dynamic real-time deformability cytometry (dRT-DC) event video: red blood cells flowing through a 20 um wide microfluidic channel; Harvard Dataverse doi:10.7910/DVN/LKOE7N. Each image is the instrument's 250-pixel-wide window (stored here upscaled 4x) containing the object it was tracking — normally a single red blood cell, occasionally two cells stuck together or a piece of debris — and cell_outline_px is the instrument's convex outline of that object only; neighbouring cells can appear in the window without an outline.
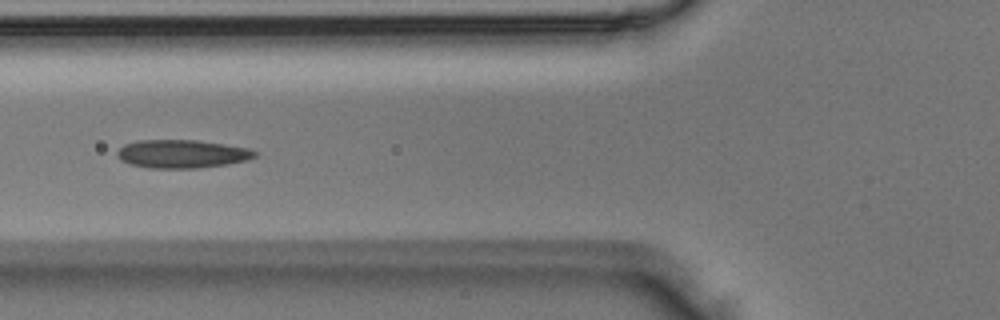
{"species": "Egyptian fruit bat (a non-hibernating species)", "species_latin": "Rousettus aegyptiacus", "temperature_condition": "room temperature", "stored_images_in_passage": 2, "camera_frame_rate_fps": 3000, "um_per_image_px": 0.085, "animal": {"sex": "male"}, "frame": {"image": 1, "passage_image": 2, "time_ms": 0.333, "image_size_px": [1000, 320], "cell_outline_px": [[256, 156], [248, 160], [228, 164], [200, 168], [148, 168], [128, 164], [120, 160], [116, 156], [116, 152], [124, 144], [136, 140], [196, 140], [224, 144], [248, 148], [256, 152]], "centroid_in_image_um": [15.42, 13.08], "position_along_channel_um": 110.4, "area_um2": 22.89}}